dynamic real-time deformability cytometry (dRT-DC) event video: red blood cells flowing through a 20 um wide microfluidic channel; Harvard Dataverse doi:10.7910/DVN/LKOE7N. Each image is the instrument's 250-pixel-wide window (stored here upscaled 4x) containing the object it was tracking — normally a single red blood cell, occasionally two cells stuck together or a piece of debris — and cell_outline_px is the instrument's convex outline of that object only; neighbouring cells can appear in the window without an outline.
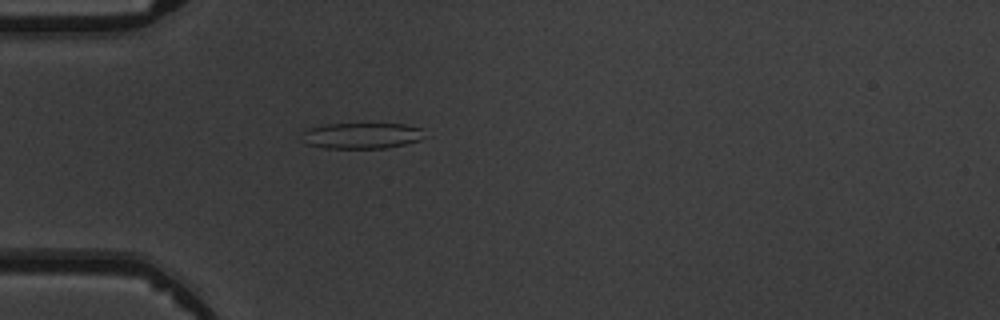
{"species": "common noctule bat (a hibernating species)", "species_latin": "Nyctalus noctula", "temperature_condition": "warm", "stored_images_in_passage": 4, "camera_frame_rate_fps": 3000, "um_per_image_px": 0.085, "animal": {"sex": "male", "body_mass_g": 19.5, "forearm_length_mm": 54.6}, "frame": {"image": 1, "passage_image": 4, "time_ms": 3.333, "image_size_px": [1000, 320], "cell_outline_px": [[424, 128], [420, 140], [404, 144], [384, 148], [324, 148], [304, 144], [304, 132], [312, 128], [328, 124], [404, 124]], "centroid_in_image_um": [30.77, 11.53], "position_along_channel_um": 54.2, "area_um2": 18.26}}